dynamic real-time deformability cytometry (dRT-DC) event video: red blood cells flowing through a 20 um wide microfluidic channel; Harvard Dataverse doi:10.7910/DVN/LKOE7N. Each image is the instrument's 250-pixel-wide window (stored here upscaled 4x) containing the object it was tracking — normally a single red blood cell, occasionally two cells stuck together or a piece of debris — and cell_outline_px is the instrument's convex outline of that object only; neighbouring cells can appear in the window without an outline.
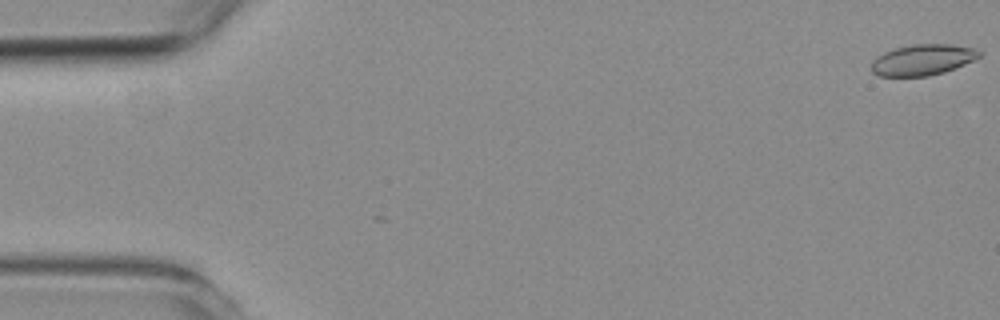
{"species": "common noctule bat (a hibernating species)", "species_latin": "Nyctalus noctula", "temperature_condition": "room temperature", "stored_images_in_passage": 4, "camera_frame_rate_fps": 3000, "um_per_image_px": 0.085, "animal": {"sex": "female", "body_mass_g": 19.3, "forearm_length_mm": 54.1}, "frame": {"image": 1, "passage_image": 1, "time_ms": 0.0, "image_size_px": [1000, 320], "cell_outline_px": [[980, 56], [964, 64], [944, 72], [928, 76], [880, 76], [872, 72], [872, 60], [876, 56], [884, 52], [896, 48], [916, 44], [952, 44], [976, 48], [980, 52]], "centroid_in_image_um": [78.41, 5.08], "position_along_channel_um": 6.6, "area_um2": 19.31}}